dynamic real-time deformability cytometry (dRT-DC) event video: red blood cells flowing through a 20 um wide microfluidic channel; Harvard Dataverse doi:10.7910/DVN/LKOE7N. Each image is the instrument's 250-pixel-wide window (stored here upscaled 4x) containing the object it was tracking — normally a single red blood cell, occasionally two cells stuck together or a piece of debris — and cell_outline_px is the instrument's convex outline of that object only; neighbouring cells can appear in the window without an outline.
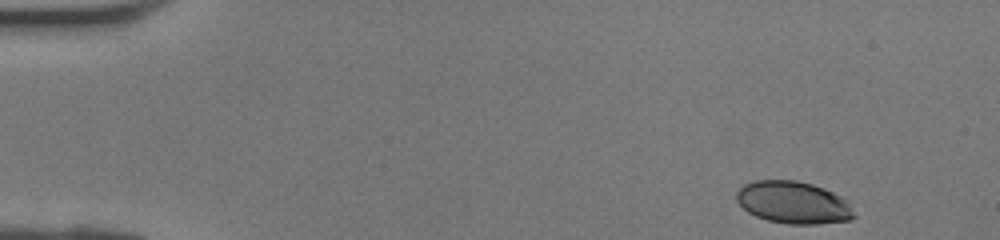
{"species": "human", "species_latin": "Homo sapiens", "temperature_condition": "room temperature", "stored_images_in_passage": 38, "camera_frame_rate_fps": 3000, "um_per_image_px": 0.085, "donor": {"sex": "female"}, "frame": {"image": 1, "passage_image": 1, "time_ms": 0.0, "image_size_px": [1000, 240], "cell_outline_px": [[856, 216], [848, 220], [820, 224], [788, 224], [768, 220], [756, 216], [748, 212], [736, 200], [736, 192], [744, 184], [756, 180], [796, 180], [812, 184], [824, 188], [848, 200]], "centroid_in_image_um": [67.44, 17.21], "position_along_channel_um": 17.6, "area_um2": 29.02}}
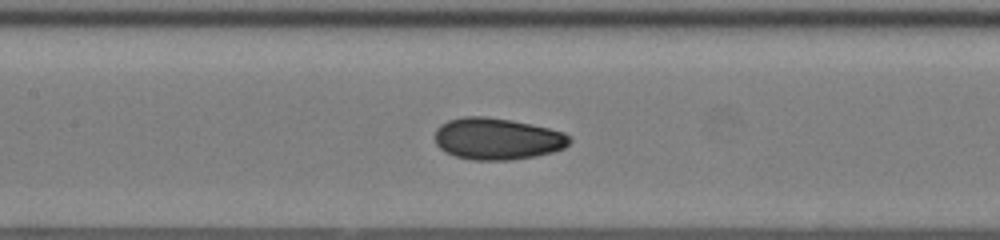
{"frame": {"image": 2, "passage_image": 17, "time_ms": 5.333, "image_size_px": [1000, 240], "cell_outline_px": [[572, 140], [564, 148], [552, 152], [536, 156], [512, 160], [472, 160], [456, 156], [444, 152], [436, 144], [436, 128], [440, 124], [448, 120], [464, 116], [484, 116], [512, 120], [532, 124], [564, 132], [572, 136]], "centroid_in_image_um": [42.28, 11.79], "position_along_channel_um": 165.1, "area_um2": 33.0}}
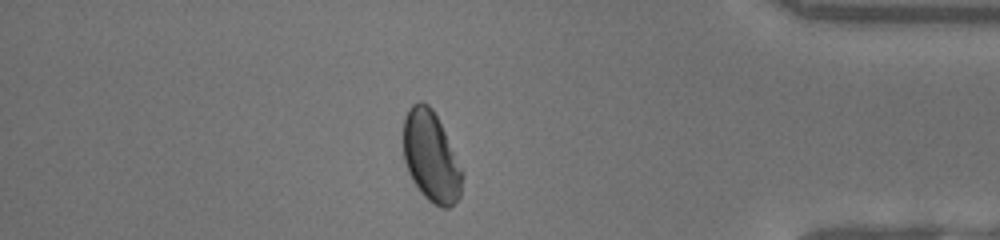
{"frame": {"image": 3, "passage_image": 33, "time_ms": 10.667, "image_size_px": [1000, 240], "cell_outline_px": [[464, 176], [460, 196], [448, 208], [444, 208], [432, 204], [420, 192], [412, 180], [408, 172], [404, 160], [404, 116], [408, 108], [412, 104], [420, 100], [428, 104], [432, 108], [464, 172]], "centroid_in_image_um": [36.63, 13.33], "position_along_channel_um": 398.6, "area_um2": 31.04}}